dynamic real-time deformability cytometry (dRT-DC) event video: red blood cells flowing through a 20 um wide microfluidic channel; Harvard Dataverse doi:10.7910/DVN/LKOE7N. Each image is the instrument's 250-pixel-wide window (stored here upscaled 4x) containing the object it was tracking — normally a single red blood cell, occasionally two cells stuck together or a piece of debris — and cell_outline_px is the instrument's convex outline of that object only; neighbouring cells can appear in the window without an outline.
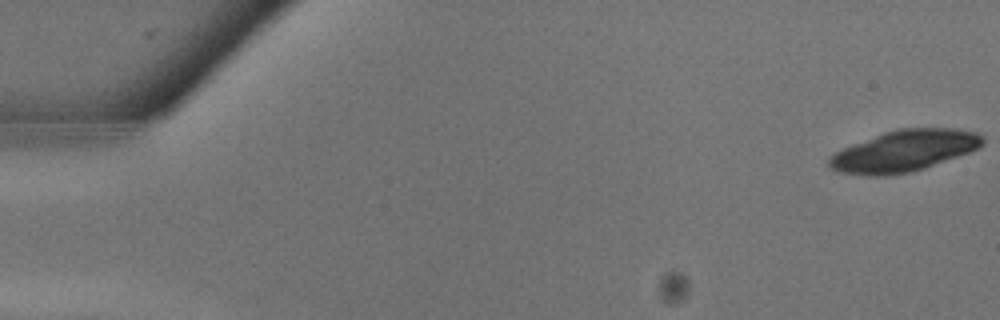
{"species": "common noctule bat (a hibernating species)", "species_latin": "Nyctalus noctula", "temperature_condition": "warm", "stored_images_in_passage": 11, "camera_frame_rate_fps": 3000, "um_per_image_px": 0.085, "animal": {"sex": "male", "body_mass_g": 13.3}, "frame": {"image": 1, "passage_image": 1, "time_ms": 0.0, "image_size_px": [1000, 320], "cell_outline_px": [[984, 144], [980, 148], [924, 168], [908, 172], [884, 176], [868, 176], [836, 172], [828, 164], [828, 156], [844, 148], [884, 132], [900, 128], [956, 128], [976, 132], [984, 136]], "centroid_in_image_um": [76.86, 12.83], "position_along_channel_um": 8.1, "area_um2": 36.88}}